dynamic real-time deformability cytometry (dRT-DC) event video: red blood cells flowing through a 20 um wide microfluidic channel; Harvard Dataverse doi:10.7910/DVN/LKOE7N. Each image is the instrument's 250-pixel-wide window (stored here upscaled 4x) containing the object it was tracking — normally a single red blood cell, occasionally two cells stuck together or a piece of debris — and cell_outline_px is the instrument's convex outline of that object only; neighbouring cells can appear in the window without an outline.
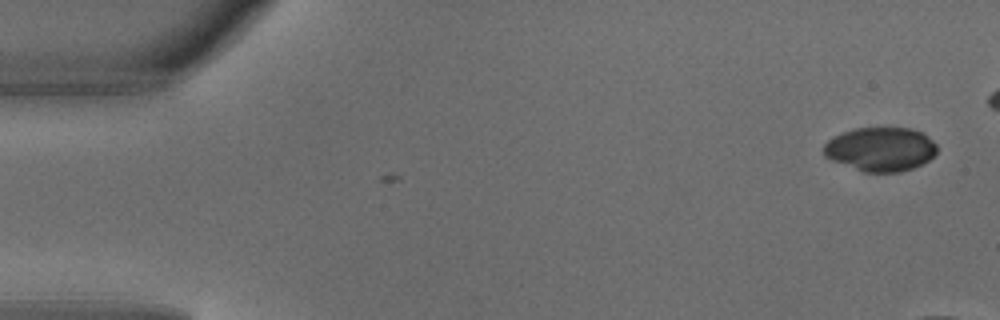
{"species": "common noctule bat (a hibernating species)", "species_latin": "Nyctalus noctula", "temperature_condition": "warm", "stored_images_in_passage": 8, "camera_frame_rate_fps": 3000, "um_per_image_px": 0.085, "animal": {"sex": "male", "body_mass_g": 18.8}, "frame": {"image": 1, "passage_image": 1, "time_ms": 0.0, "image_size_px": [1000, 320], "cell_outline_px": [[936, 152], [928, 160], [912, 168], [900, 172], [864, 172], [832, 160], [824, 156], [824, 144], [828, 140], [844, 132], [856, 128], [912, 128], [920, 132], [932, 140], [936, 144]], "centroid_in_image_um": [74.84, 12.68], "position_along_channel_um": 10.2, "area_um2": 28.67}}
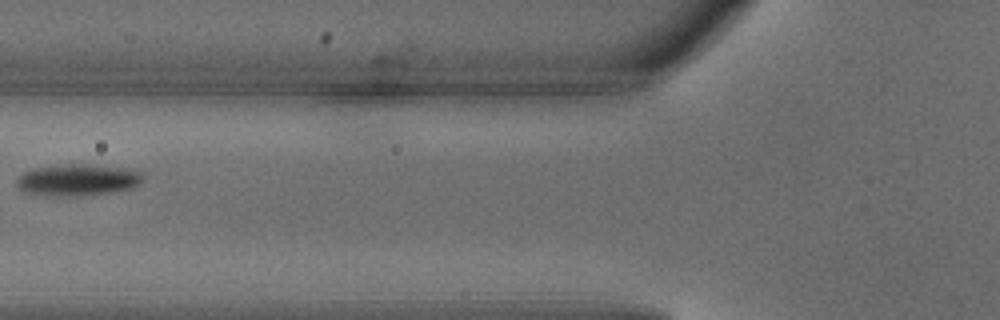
{"frame": {"image": 2, "passage_image": 7, "time_ms": 2.0, "image_size_px": [1000, 320], "cell_outline_px": [[144, 180], [140, 184], [132, 188], [112, 192], [76, 196], [48, 196], [24, 192], [16, 184], [16, 176], [32, 168], [68, 164], [84, 164], [140, 168]], "centroid_in_image_um": [6.66, 15.28], "position_along_channel_um": 119.1, "area_um2": 23.87}}
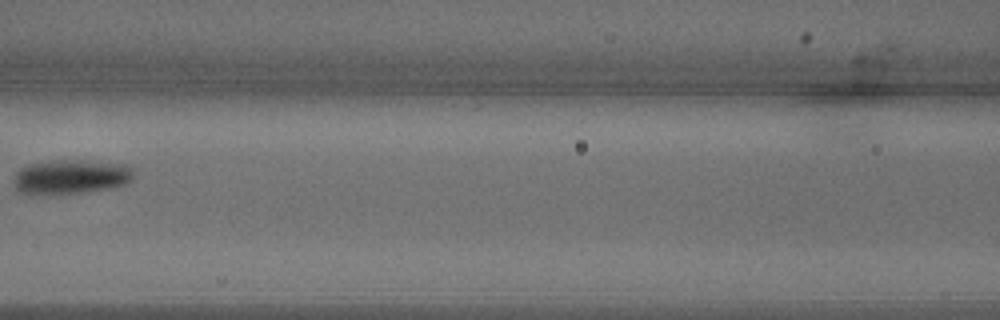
{"frame": {"image": 3, "passage_image": 8, "time_ms": 2.333, "image_size_px": [1000, 320], "cell_outline_px": [[132, 180], [128, 184], [112, 188], [80, 192], [20, 192], [16, 188], [16, 172], [20, 168], [28, 164], [60, 160], [84, 160], [128, 164], [132, 168]], "centroid_in_image_um": [6.13, 14.98], "position_along_channel_um": 160.5, "area_um2": 23.41}}